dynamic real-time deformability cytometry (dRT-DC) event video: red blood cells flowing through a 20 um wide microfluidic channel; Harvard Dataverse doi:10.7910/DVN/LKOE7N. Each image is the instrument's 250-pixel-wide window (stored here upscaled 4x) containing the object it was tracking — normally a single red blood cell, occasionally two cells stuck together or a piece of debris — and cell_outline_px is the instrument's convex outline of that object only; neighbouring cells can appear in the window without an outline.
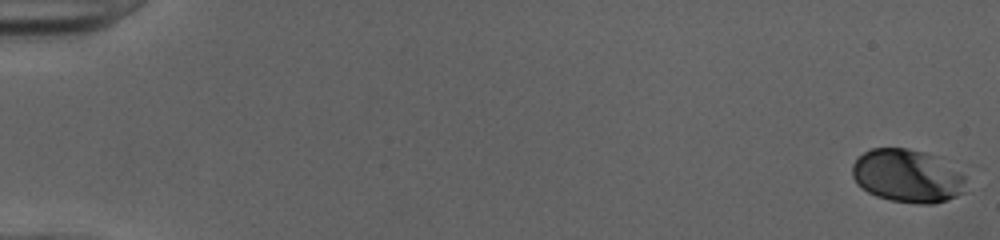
{"species": "human", "species_latin": "Homo sapiens", "temperature_condition": "cold", "stored_images_in_passage": 52, "camera_frame_rate_fps": 3000, "um_per_image_px": 0.085, "donor": {"sex": "female"}, "frame": {"image": 1, "passage_image": 1, "time_ms": 0.0, "image_size_px": [1000, 240], "cell_outline_px": [[964, 192], [956, 196], [932, 204], [920, 204], [892, 200], [876, 196], [868, 192], [856, 184], [852, 176], [852, 164], [864, 152], [872, 148], [908, 148], [924, 152], [932, 156], [964, 176]], "centroid_in_image_um": [77.05, 14.96], "position_along_channel_um": 8.0, "area_um2": 34.56}}
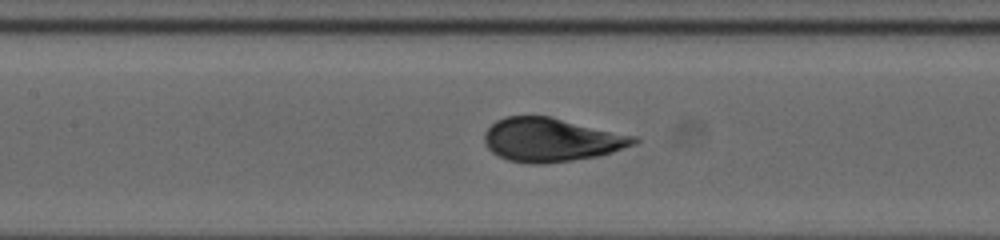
{"frame": {"image": 2, "passage_image": 26, "time_ms": 8.333, "image_size_px": [1000, 240], "cell_outline_px": [[640, 140], [636, 144], [600, 156], [544, 164], [528, 164], [508, 160], [492, 152], [488, 148], [484, 140], [484, 132], [496, 120], [504, 116], [548, 116], [636, 136]], "centroid_in_image_um": [46.86, 11.89], "position_along_channel_um": 160.5, "area_um2": 38.03}}
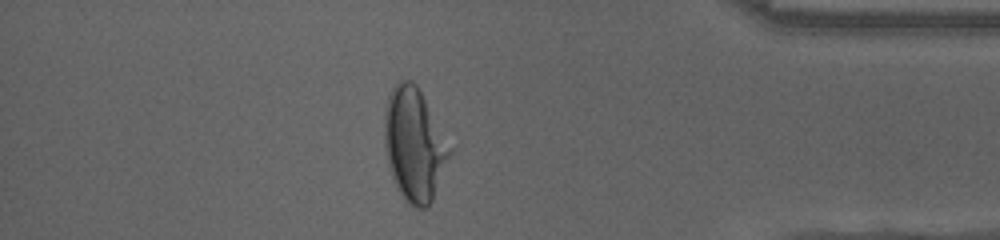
{"frame": {"image": 3, "passage_image": 46, "time_ms": 15.0, "image_size_px": [1000, 240], "cell_outline_px": [[452, 152], [432, 200], [424, 208], [416, 208], [408, 204], [396, 188], [388, 164], [384, 144], [384, 108], [388, 96], [392, 88], [400, 80], [412, 80], [416, 84]], "centroid_in_image_um": [35.16, 12.31], "position_along_channel_um": 400.0, "area_um2": 42.31}, "authors_computed_cell_mechanics": {"area_um2": 37.859, "velocity_mm_per_s": 4.009, "shape_relaxation_time_tau1_ms": 3.7183, "shape_relaxation_time_tau2_ms": null, "deformation_change_tau1": 0.1711, "deformation_change_tau2": null}}